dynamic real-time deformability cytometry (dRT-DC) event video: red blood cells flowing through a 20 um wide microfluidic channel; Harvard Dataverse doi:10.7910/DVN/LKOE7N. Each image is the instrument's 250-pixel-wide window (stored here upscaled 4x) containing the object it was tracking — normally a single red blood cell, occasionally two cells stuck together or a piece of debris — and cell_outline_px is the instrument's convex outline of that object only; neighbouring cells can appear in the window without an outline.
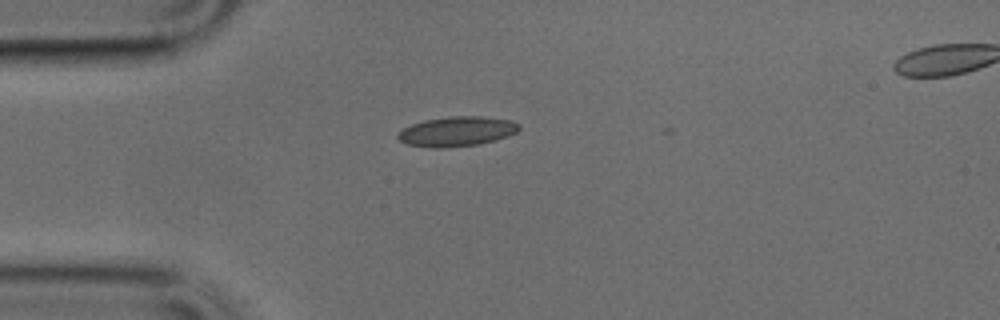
{"species": "common noctule bat (a hibernating species)", "species_latin": "Nyctalus noctula", "temperature_condition": "cold", "stored_images_in_passage": 4, "camera_frame_rate_fps": 3000, "um_per_image_px": 0.085, "animal": {"sex": "male", "body_mass_g": 17.9, "forearm_length_mm": 54.2}, "frame": {"image": 1, "passage_image": 3, "time_ms": 0.667, "image_size_px": [1000, 320], "cell_outline_px": [[520, 128], [516, 132], [508, 136], [496, 140], [476, 144], [440, 148], [432, 148], [408, 144], [400, 140], [396, 136], [404, 128], [412, 124], [424, 120], [448, 116], [480, 116], [512, 120], [520, 124]], "centroid_in_image_um": [38.86, 11.16], "position_along_channel_um": 46.1, "area_um2": 20.92}}